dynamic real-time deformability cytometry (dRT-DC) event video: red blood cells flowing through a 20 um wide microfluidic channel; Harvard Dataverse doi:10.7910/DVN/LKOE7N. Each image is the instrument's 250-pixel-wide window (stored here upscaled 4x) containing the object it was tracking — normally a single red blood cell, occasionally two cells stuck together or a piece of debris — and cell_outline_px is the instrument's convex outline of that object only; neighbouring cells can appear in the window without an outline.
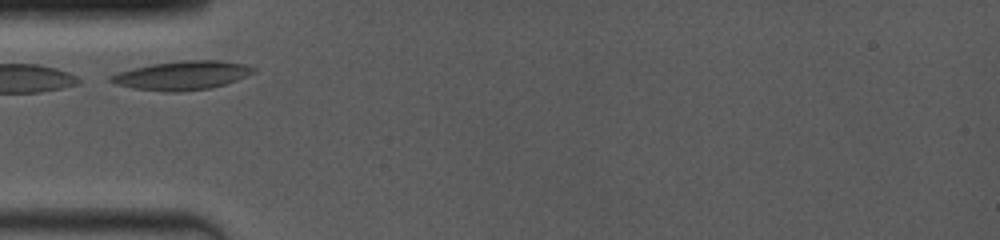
{"species": "common noctule bat (a hibernating species)", "species_latin": "Nyctalus noctula", "temperature_condition": "room temperature", "stored_images_in_passage": 34, "camera_frame_rate_fps": 4000, "um_per_image_px": 0.085, "animal": {"sex": "female", "body_mass_g": 19.0, "forearm_length_mm": 53.3}, "frame": {"image": 1, "passage_image": 1, "time_ms": 0.0, "image_size_px": [1000, 240], "cell_outline_px": [[256, 72], [236, 80], [224, 84], [208, 88], [176, 92], [164, 92], [132, 88], [116, 84], [108, 80], [108, 76], [132, 68], [152, 64], [180, 60], [220, 60], [244, 64], [256, 68]], "centroid_in_image_um": [15.46, 6.4], "position_along_channel_um": 69.5, "area_um2": 23.93}}